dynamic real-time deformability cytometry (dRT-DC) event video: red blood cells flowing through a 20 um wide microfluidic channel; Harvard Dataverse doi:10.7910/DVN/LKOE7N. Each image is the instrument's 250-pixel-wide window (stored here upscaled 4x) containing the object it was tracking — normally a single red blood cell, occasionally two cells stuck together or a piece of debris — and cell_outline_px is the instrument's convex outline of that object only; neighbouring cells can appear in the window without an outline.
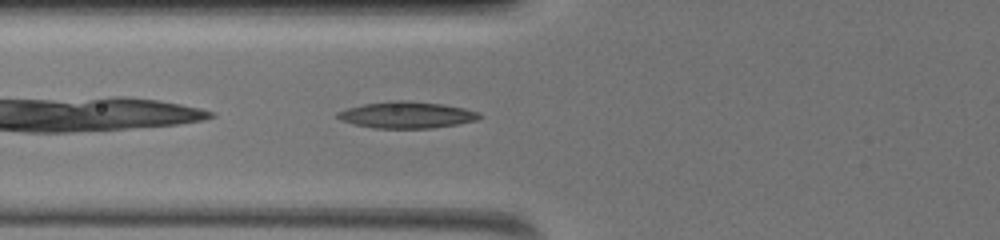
{"species": "common noctule bat (a hibernating species)", "species_latin": "Nyctalus noctula", "temperature_condition": "warm", "stored_images_in_passage": 38, "camera_frame_rate_fps": 3000, "um_per_image_px": 0.085, "animal": {"sex": "female", "body_mass_g": 19.5, "forearm_length_mm": 54.1}, "frame": {"image": 1, "passage_image": 3, "time_ms": 0.667, "image_size_px": [1000, 240], "cell_outline_px": [[480, 116], [476, 120], [456, 124], [432, 128], [376, 128], [356, 124], [340, 120], [336, 116], [336, 112], [348, 108], [364, 104], [396, 100], [400, 100], [440, 104], [464, 108], [476, 112]], "centroid_in_image_um": [34.52, 9.77], "position_along_channel_um": 91.3, "area_um2": 21.44}}
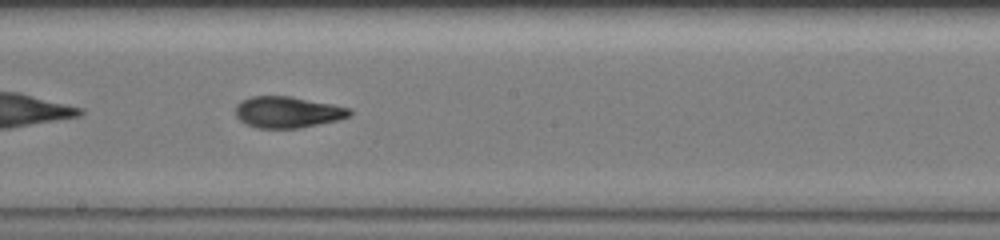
{"frame": {"image": 2, "passage_image": 14, "time_ms": 4.333, "image_size_px": [1000, 240], "cell_outline_px": [[352, 112], [348, 116], [336, 120], [300, 128], [256, 128], [244, 124], [236, 116], [236, 104], [252, 96], [288, 96], [348, 108]], "centroid_in_image_um": [24.37, 9.55], "position_along_channel_um": 223.8, "area_um2": 20.4}}
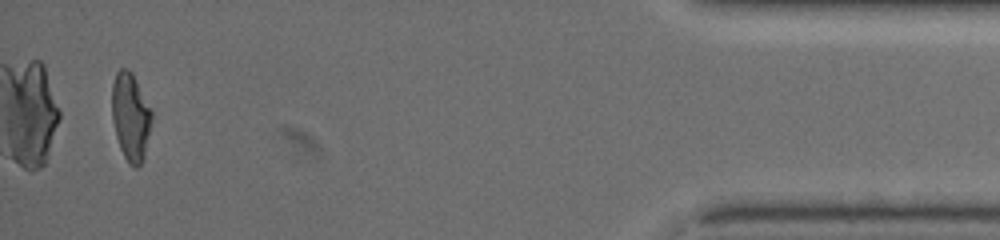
{"frame": {"image": 3, "passage_image": 36, "time_ms": 11.667, "image_size_px": [1000, 240], "cell_outline_px": [[152, 116], [144, 156], [140, 164], [136, 168], [132, 168], [128, 164], [120, 148], [116, 136], [112, 120], [112, 84], [116, 72], [120, 68], [128, 68], [132, 72], [152, 112]], "centroid_in_image_um": [11.08, 9.92], "position_along_channel_um": 424.1, "area_um2": 20.23}, "authors_computed_cell_mechanics": {"area_um2": 20.2878, "velocity_mm_per_s": 3.6102, "shape_relaxation_time_tau1_ms": 6.5626, "shape_relaxation_time_tau2_ms": 1.6648, "deformation_change_tau1": 0.2281, "deformation_change_tau2": 0.093}}